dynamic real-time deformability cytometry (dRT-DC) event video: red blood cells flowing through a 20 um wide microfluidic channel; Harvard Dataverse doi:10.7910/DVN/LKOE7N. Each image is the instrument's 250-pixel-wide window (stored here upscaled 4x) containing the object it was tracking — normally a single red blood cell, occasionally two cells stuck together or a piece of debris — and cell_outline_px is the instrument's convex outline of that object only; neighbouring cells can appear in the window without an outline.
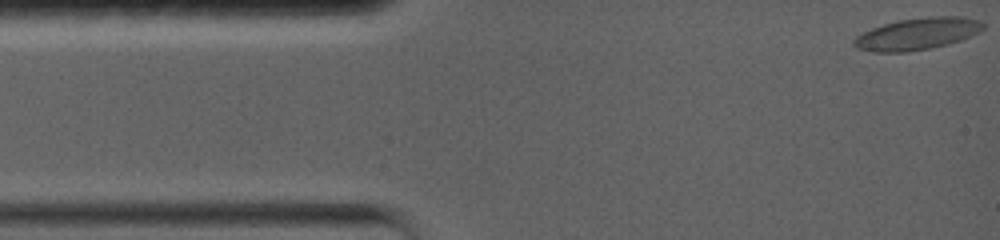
{"species": "common noctule bat (a hibernating species)", "species_latin": "Nyctalus noctula", "temperature_condition": "warm", "stored_images_in_passage": 72, "camera_frame_rate_fps": 5000, "um_per_image_px": 0.085, "animal": {"sex": "female", "body_mass_g": 19.0, "forearm_length_mm": 56.7}, "frame": {"image": 1, "passage_image": 1, "time_ms": 0.0, "image_size_px": [1000, 240], "cell_outline_px": [[984, 28], [960, 40], [948, 44], [908, 52], [872, 52], [856, 48], [852, 44], [852, 40], [856, 36], [872, 28], [896, 20], [928, 16], [964, 16], [976, 20], [984, 24]], "centroid_in_image_um": [77.91, 2.87], "position_along_channel_um": 7.1, "area_um2": 23.93}}
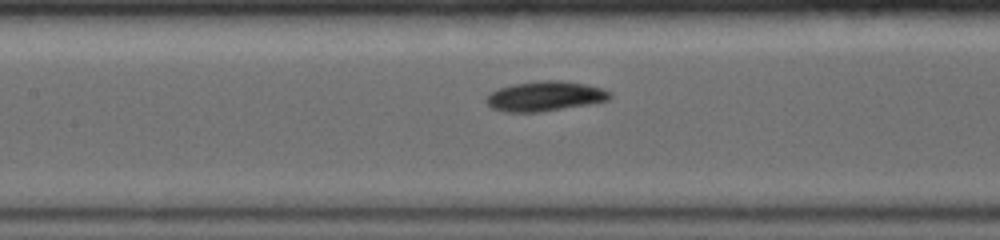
{"frame": {"image": 2, "passage_image": 32, "time_ms": 6.2, "image_size_px": [1000, 240], "cell_outline_px": [[612, 96], [608, 100], [588, 104], [536, 112], [504, 112], [492, 108], [484, 100], [488, 92], [512, 84], [544, 80], [560, 80], [584, 84], [604, 88], [612, 92]], "centroid_in_image_um": [46.3, 8.17], "position_along_channel_um": 161.1, "area_um2": 21.5}}
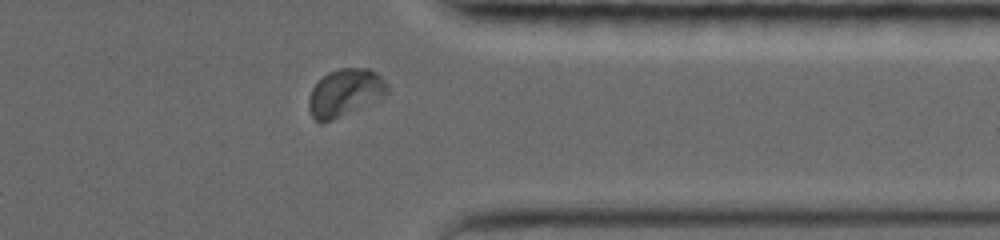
{"frame": {"image": 3, "passage_image": 62, "time_ms": 12.2, "image_size_px": [1000, 240], "cell_outline_px": [[388, 92], [328, 120], [316, 120], [312, 116], [308, 104], [312, 88], [328, 72], [340, 68], [368, 68], [376, 72], [388, 84]], "centroid_in_image_um": [29.3, 7.79], "position_along_channel_um": 382.1, "area_um2": 20.29}, "authors_computed_cell_mechanics": {"area_um2": 20.8658, "velocity_mm_per_s": 3.7371, "shape_relaxation_time_tau1_ms": 2.9925, "shape_relaxation_time_tau2_ms": 3.2524, "deformation_change_tau1": 0.1235, "deformation_change_tau2": 0.0633}}